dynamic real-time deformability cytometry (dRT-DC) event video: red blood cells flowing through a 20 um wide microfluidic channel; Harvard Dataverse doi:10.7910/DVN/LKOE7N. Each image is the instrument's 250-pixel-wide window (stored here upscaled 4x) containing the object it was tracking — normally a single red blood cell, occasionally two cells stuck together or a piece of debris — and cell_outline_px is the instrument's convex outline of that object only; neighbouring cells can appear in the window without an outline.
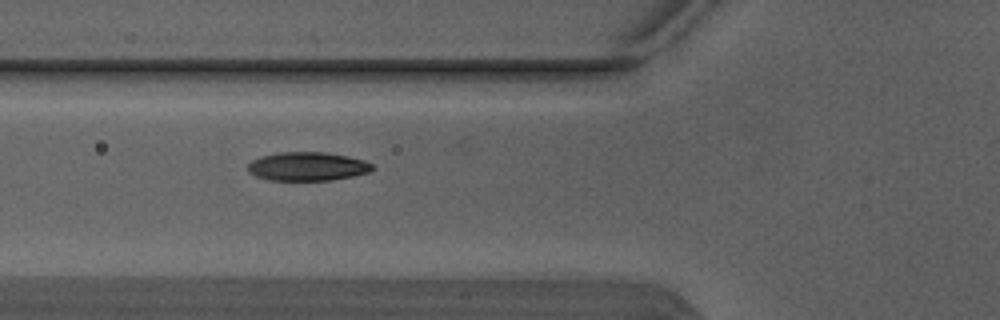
{"species": "Egyptian fruit bat (a non-hibernating species)", "species_latin": "Rousettus aegyptiacus", "temperature_condition": "warm", "stored_images_in_passage": 6, "camera_frame_rate_fps": 3000, "um_per_image_px": 0.085, "animal": {"sex": "male"}, "frame": {"image": 1, "passage_image": 6, "time_ms": 1.667, "image_size_px": [1000, 320], "cell_outline_px": [[372, 168], [368, 172], [352, 176], [332, 180], [268, 180], [256, 176], [248, 172], [248, 164], [252, 160], [260, 156], [276, 152], [324, 152], [348, 156], [364, 160], [372, 164]], "centroid_in_image_um": [26.09, 14.14], "position_along_channel_um": 99.7, "area_um2": 20.81}}